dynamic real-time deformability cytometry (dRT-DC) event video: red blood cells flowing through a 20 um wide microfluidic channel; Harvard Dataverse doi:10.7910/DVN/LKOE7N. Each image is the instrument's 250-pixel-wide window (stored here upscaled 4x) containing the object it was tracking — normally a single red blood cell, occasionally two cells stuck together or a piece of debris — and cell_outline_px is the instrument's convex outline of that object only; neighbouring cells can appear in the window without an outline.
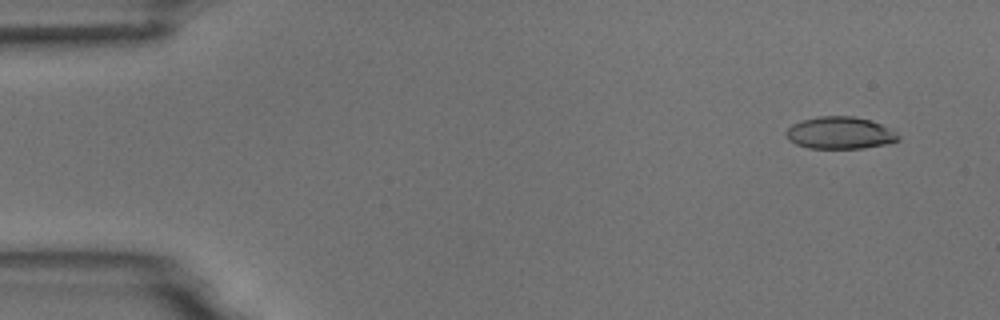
{"species": "common noctule bat (a hibernating species)", "species_latin": "Nyctalus noctula", "temperature_condition": "room temperature", "stored_images_in_passage": 5, "camera_frame_rate_fps": 3000, "um_per_image_px": 0.085, "animal": {"sex": "male", "body_mass_g": 18.8}, "frame": {"image": 1, "passage_image": 2, "time_ms": 1.0, "image_size_px": [1000, 320], "cell_outline_px": [[900, 140], [884, 144], [864, 148], [808, 148], [796, 144], [788, 140], [784, 136], [784, 132], [792, 124], [800, 120], [820, 116], [852, 116], [868, 120], [892, 128], [900, 136]], "centroid_in_image_um": [71.37, 11.3], "position_along_channel_um": 13.6, "area_um2": 21.15}}